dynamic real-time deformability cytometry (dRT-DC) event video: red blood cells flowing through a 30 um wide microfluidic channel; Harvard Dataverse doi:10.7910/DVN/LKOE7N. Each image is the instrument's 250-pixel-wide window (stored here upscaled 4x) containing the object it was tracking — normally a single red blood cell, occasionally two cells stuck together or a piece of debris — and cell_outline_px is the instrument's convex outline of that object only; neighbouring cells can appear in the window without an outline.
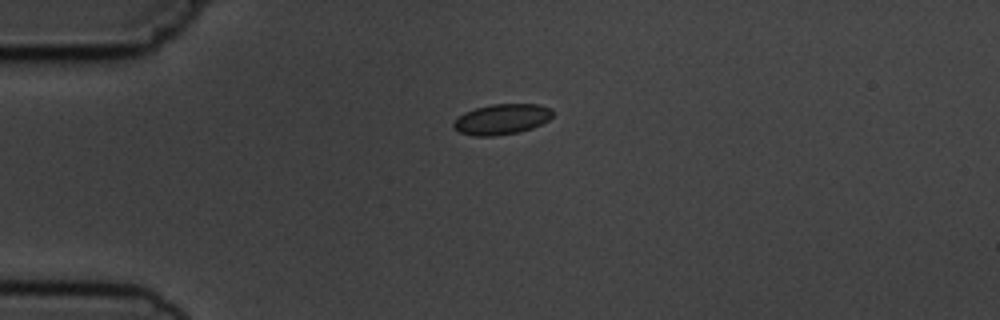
{"species": "common noctule bat (a hibernating species)", "species_latin": "Nyctalus noctula", "temperature_condition": "cold", "stored_images_in_passage": 2, "camera_frame_rate_fps": 3000, "um_per_image_px": 0.085, "animal": {"sex": "male", "body_mass_g": 19.5, "forearm_length_mm": 54.6}, "frame": {"image": 1, "passage_image": 1, "time_ms": 0.0, "image_size_px": [1000, 320], "cell_outline_px": [[552, 116], [548, 120], [532, 128], [520, 132], [492, 136], [472, 136], [460, 132], [452, 124], [464, 112], [476, 108], [492, 104], [540, 104], [552, 108]], "centroid_in_image_um": [42.68, 10.13], "position_along_channel_um": 42.3, "area_um2": 17.51}}